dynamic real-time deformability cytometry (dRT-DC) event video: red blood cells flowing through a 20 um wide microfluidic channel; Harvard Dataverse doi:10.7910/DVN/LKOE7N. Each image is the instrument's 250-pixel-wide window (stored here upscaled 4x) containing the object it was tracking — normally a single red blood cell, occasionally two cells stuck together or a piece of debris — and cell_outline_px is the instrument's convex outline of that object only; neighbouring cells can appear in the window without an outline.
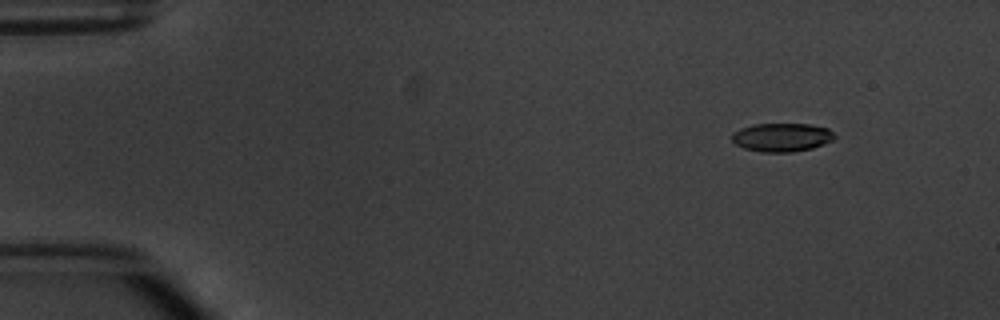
{"species": "common noctule bat (a hibernating species)", "species_latin": "Nyctalus noctula", "temperature_condition": "warm", "stored_images_in_passage": 5, "camera_frame_rate_fps": 3000, "um_per_image_px": 0.085, "animal": {"sex": "male", "body_mass_g": 20.1, "forearm_length_mm": 53.5}, "frame": {"image": 1, "passage_image": 1, "time_ms": 0.0, "image_size_px": [1000, 320], "cell_outline_px": [[836, 136], [832, 140], [824, 144], [812, 148], [792, 152], [764, 152], [744, 148], [736, 144], [732, 140], [732, 132], [740, 128], [752, 124], [808, 124], [828, 128]], "centroid_in_image_um": [66.44, 11.66], "position_along_channel_um": 18.6, "area_um2": 17.05}}